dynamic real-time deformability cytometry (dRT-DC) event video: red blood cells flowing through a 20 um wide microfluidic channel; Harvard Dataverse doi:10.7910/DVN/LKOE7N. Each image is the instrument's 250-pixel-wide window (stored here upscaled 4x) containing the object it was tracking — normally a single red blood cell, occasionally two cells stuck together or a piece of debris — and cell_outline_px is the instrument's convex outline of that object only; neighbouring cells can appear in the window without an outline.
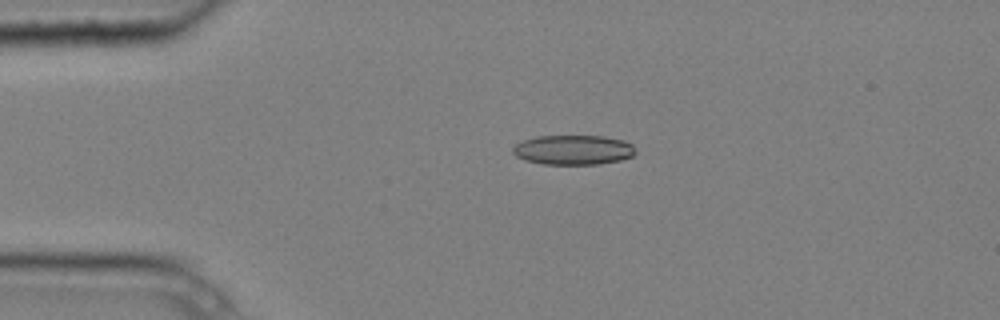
{"species": "common noctule bat (a hibernating species)", "species_latin": "Nyctalus noctula", "temperature_condition": "cold", "stored_images_in_passage": 5, "camera_frame_rate_fps": 3000, "um_per_image_px": 0.085, "animal": {"sex": "male", "body_mass_g": 20.4}, "frame": {"image": 1, "passage_image": 4, "time_ms": 1.0, "image_size_px": [1000, 320], "cell_outline_px": [[636, 152], [632, 156], [620, 160], [600, 164], [544, 164], [524, 160], [516, 156], [512, 152], [512, 148], [516, 144], [524, 140], [536, 136], [604, 136], [624, 140], [632, 144], [636, 148]], "centroid_in_image_um": [48.74, 12.74], "position_along_channel_um": 36.3, "area_um2": 21.33}}